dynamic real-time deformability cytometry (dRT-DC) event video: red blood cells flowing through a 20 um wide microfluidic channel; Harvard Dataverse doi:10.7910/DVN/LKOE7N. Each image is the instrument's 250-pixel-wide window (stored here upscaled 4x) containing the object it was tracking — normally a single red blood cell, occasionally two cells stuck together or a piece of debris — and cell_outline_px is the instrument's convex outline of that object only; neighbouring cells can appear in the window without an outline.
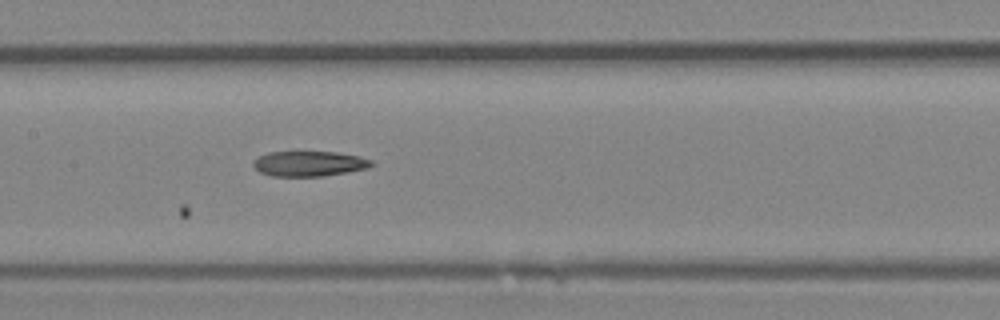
{"species": "Egyptian fruit bat (a non-hibernating species)", "species_latin": "Rousettus aegyptiacus", "temperature_condition": "room temperature", "stored_images_in_passage": 25, "camera_frame_rate_fps": 3000, "um_per_image_px": 0.085, "animal": {"sex": "female"}, "frame": {"image": 1, "passage_image": 16, "time_ms": 5.0, "image_size_px": [1000, 320], "cell_outline_px": [[376, 164], [368, 168], [348, 172], [324, 176], [272, 176], [260, 172], [252, 164], [252, 160], [268, 152], [336, 152], [360, 156], [372, 160]], "centroid_in_image_um": [26.31, 13.91], "position_along_channel_um": 181.1, "area_um2": 17.46}}